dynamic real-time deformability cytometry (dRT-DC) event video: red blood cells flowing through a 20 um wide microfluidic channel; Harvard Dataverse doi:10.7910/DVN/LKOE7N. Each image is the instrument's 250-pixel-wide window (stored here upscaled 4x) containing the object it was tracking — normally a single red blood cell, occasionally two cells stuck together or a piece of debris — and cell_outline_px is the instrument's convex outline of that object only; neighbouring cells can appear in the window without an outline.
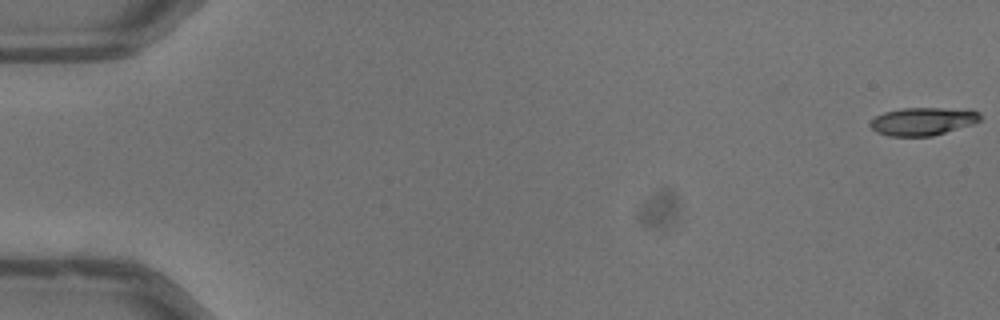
{"species": "common noctule bat (a hibernating species)", "species_latin": "Nyctalus noctula", "temperature_condition": "warm", "stored_images_in_passage": 53, "camera_frame_rate_fps": 3000, "um_per_image_px": 0.085, "animal": {"sex": "male", "body_mass_g": 13.3}, "frame": {"image": 1, "passage_image": 1, "time_ms": 0.0, "image_size_px": [1000, 320], "cell_outline_px": [[980, 120], [972, 124], [932, 136], [888, 136], [876, 132], [868, 124], [876, 116], [884, 112], [900, 108], [940, 108], [980, 112]], "centroid_in_image_um": [78.37, 10.32], "position_along_channel_um": 6.6, "area_um2": 17.63}}
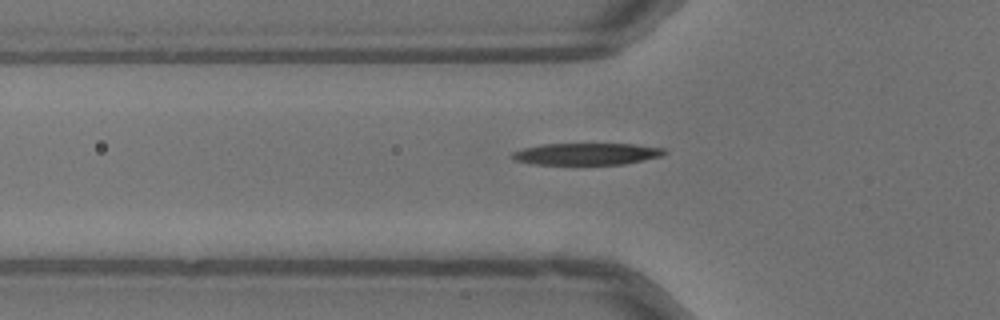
{"frame": {"image": 2, "passage_image": 19, "time_ms": 6.0, "image_size_px": [1000, 320], "cell_outline_px": [[668, 152], [664, 156], [624, 164], [532, 164], [512, 160], [508, 156], [512, 152], [524, 148], [544, 144], [636, 144], [664, 148]], "centroid_in_image_um": [49.87, 13.08], "position_along_channel_um": 75.9, "area_um2": 19.54}}
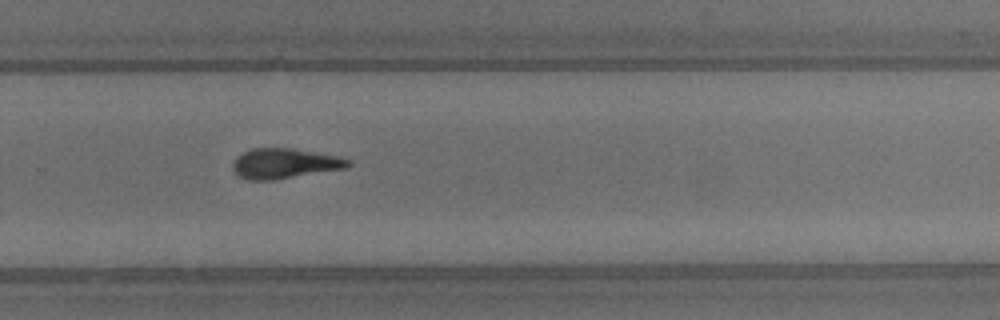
{"frame": {"image": 3, "passage_image": 36, "time_ms": 11.667, "image_size_px": [1000, 320], "cell_outline_px": [[352, 164], [348, 168], [272, 180], [248, 180], [240, 176], [232, 168], [232, 164], [236, 156], [252, 148], [292, 148], [336, 156], [352, 160]], "centroid_in_image_um": [24.2, 13.89], "position_along_channel_um": 305.6, "area_um2": 20.23}, "authors_computed_cell_mechanics": {"area_um2": 19.5942, "velocity_mm_per_s": 4.045, "shape_relaxation_time_tau1_ms": 3.4131, "shape_relaxation_time_tau2_ms": 10.8394, "deformation_change_tau1": 0.209, "deformation_change_tau2": 0.2997}}